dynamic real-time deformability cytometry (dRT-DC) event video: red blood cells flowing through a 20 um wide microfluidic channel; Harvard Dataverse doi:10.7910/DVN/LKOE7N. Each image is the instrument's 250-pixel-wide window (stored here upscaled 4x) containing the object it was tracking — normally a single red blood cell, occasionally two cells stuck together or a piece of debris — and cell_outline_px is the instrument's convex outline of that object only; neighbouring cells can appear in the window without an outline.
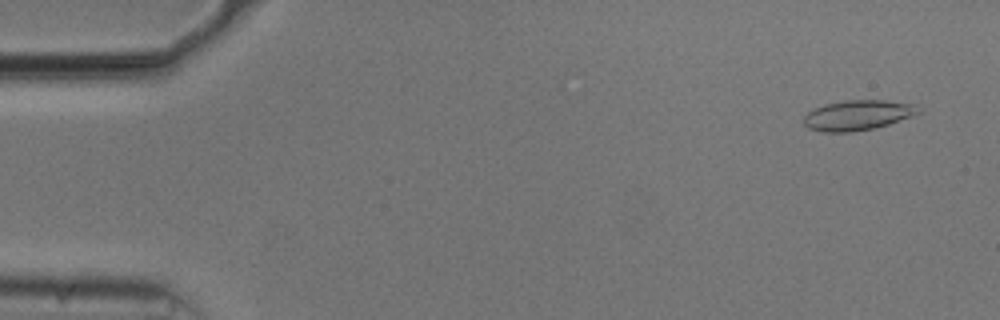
{"species": "common noctule bat (a hibernating species)", "species_latin": "Nyctalus noctula", "temperature_condition": "cold", "stored_images_in_passage": 54, "camera_frame_rate_fps": 3000, "um_per_image_px": 0.085, "animal": {"sex": "male", "body_mass_g": 20.5, "forearm_length_mm": 52.5}, "frame": {"image": 1, "passage_image": 3, "time_ms": 0.667, "image_size_px": [1000, 320], "cell_outline_px": [[924, 108], [920, 112], [912, 116], [876, 128], [848, 132], [824, 132], [808, 128], [804, 124], [804, 116], [808, 112], [824, 104], [844, 100], [884, 100], [916, 104]], "centroid_in_image_um": [72.95, 9.78], "position_along_channel_um": 12.1, "area_um2": 20.23}}
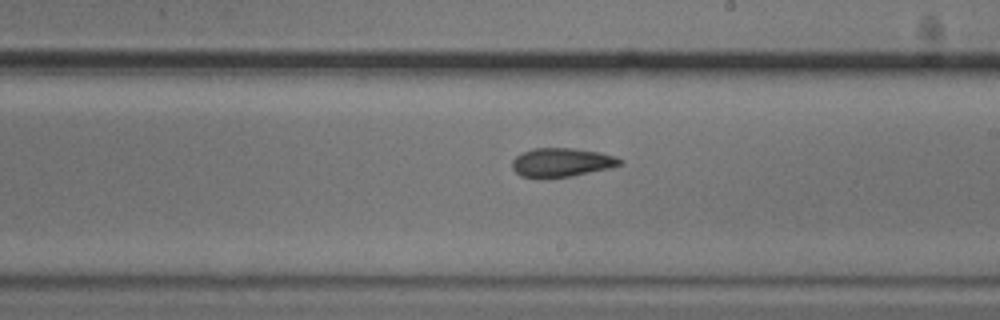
{"frame": {"image": 2, "passage_image": 31, "time_ms": 10.0, "image_size_px": [1000, 320], "cell_outline_px": [[624, 164], [612, 168], [572, 176], [520, 176], [512, 168], [512, 160], [520, 152], [532, 148], [572, 148], [596, 152], [616, 156], [624, 160]], "centroid_in_image_um": [47.78, 13.78], "position_along_channel_um": 241.2, "area_um2": 17.98}}
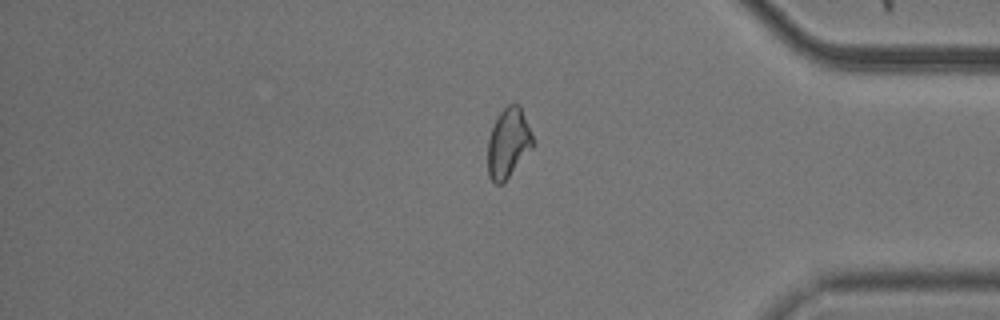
{"frame": {"image": 3, "passage_image": 45, "time_ms": 14.667, "image_size_px": [1000, 320], "cell_outline_px": [[536, 144], [508, 176], [500, 184], [496, 184], [488, 176], [488, 140], [496, 116], [508, 104], [520, 104]], "centroid_in_image_um": [43.21, 12.12], "position_along_channel_um": 392.0, "area_um2": 18.21}, "authors_computed_cell_mechanics": {"area_um2": 18.8428, "velocity_mm_per_s": 3.7175, "shape_relaxation_time_tau1_ms": null, "shape_relaxation_time_tau2_ms": 4.2017, "deformation_change_tau1": null, "deformation_change_tau2": 0.089}}